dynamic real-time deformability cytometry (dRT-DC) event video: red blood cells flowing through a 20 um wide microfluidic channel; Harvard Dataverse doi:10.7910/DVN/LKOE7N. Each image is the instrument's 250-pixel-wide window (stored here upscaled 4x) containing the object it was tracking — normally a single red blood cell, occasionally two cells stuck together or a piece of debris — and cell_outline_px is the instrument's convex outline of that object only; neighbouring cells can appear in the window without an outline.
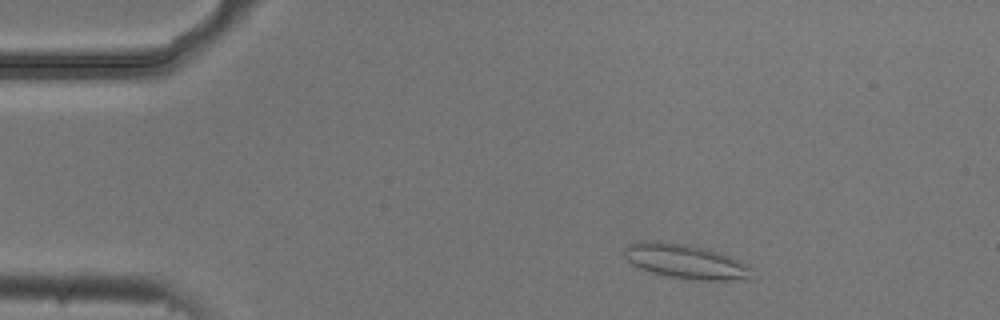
{"species": "common noctule bat (a hibernating species)", "species_latin": "Nyctalus noctula", "temperature_condition": "cold", "stored_images_in_passage": 4, "camera_frame_rate_fps": 3000, "um_per_image_px": 0.085, "animal": {"sex": "male", "body_mass_g": 20.5, "forearm_length_mm": 52.5}, "frame": {"image": 1, "passage_image": 2, "time_ms": 0.333, "image_size_px": [1000, 320], "cell_outline_px": [[752, 280], [696, 280], [672, 276], [652, 272], [640, 268], [632, 264], [624, 256], [624, 248], [628, 244], [640, 240], [660, 240], [688, 244], [720, 252], [732, 256], [748, 264], [752, 268]], "centroid_in_image_um": [58.32, 22.2], "position_along_channel_um": 26.7, "area_um2": 26.07}}